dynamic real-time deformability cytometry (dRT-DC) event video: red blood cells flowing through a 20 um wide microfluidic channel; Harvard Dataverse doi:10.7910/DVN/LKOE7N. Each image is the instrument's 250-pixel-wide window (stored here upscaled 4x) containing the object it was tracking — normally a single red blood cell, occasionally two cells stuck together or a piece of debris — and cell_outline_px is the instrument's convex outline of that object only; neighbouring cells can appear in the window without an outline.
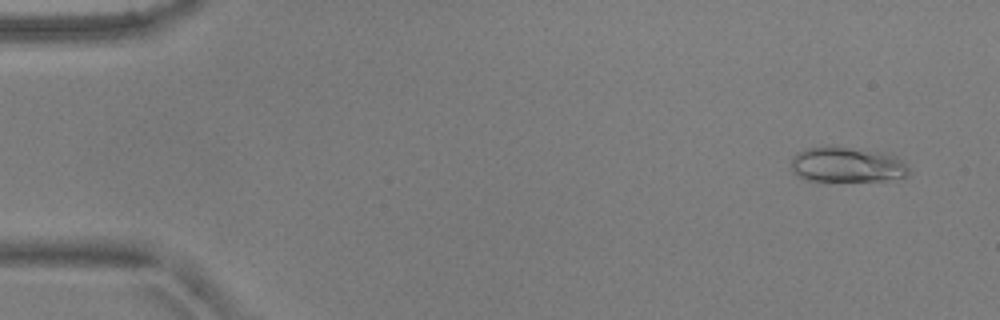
{"species": "common noctule bat (a hibernating species)", "species_latin": "Nyctalus noctula", "temperature_condition": "warm", "stored_images_in_passage": 6, "camera_frame_rate_fps": 3000, "um_per_image_px": 0.085, "animal": {"sex": "male", "body_mass_g": 17.9, "forearm_length_mm": 54.2}, "frame": {"image": 1, "passage_image": 1, "time_ms": 0.0, "image_size_px": [1000, 320], "cell_outline_px": [[908, 176], [884, 180], [808, 180], [796, 176], [792, 172], [792, 156], [796, 152], [808, 148], [832, 144], [892, 152], [908, 168]], "centroid_in_image_um": [71.98, 13.94], "position_along_channel_um": 13.0, "area_um2": 24.74}}
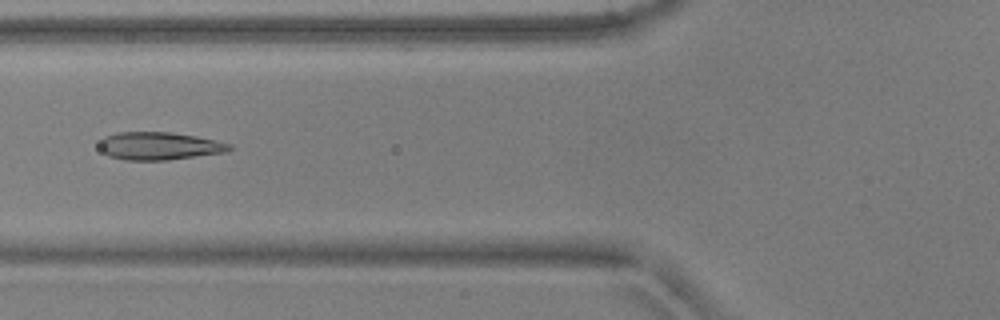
{"frame": {"image": 2, "passage_image": 5, "time_ms": 1.333, "image_size_px": [1000, 320], "cell_outline_px": [[232, 148], [224, 152], [168, 160], [124, 160], [108, 156], [100, 148], [100, 140], [104, 136], [116, 132], [168, 132], [196, 136], [232, 144]], "centroid_in_image_um": [13.5, 12.4], "position_along_channel_um": 112.3, "area_um2": 20.98}}
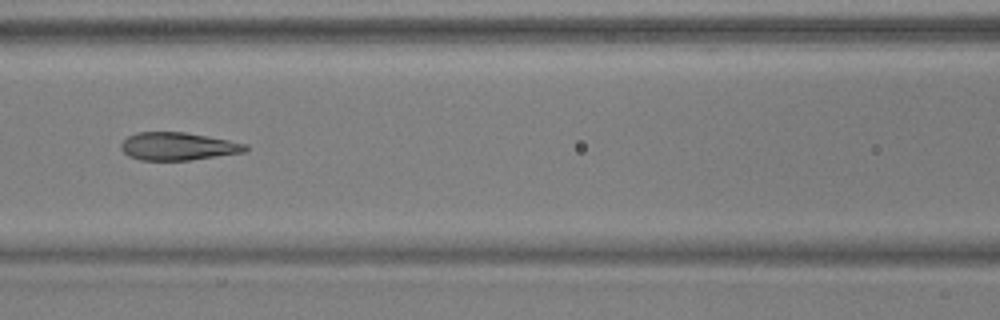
{"frame": {"image": 3, "passage_image": 6, "time_ms": 1.667, "image_size_px": [1000, 320], "cell_outline_px": [[248, 152], [192, 160], [140, 160], [128, 156], [120, 148], [120, 144], [128, 136], [136, 132], [184, 132], [228, 140], [248, 144]], "centroid_in_image_um": [15.15, 12.44], "position_along_channel_um": 151.5, "area_um2": 20.35}}